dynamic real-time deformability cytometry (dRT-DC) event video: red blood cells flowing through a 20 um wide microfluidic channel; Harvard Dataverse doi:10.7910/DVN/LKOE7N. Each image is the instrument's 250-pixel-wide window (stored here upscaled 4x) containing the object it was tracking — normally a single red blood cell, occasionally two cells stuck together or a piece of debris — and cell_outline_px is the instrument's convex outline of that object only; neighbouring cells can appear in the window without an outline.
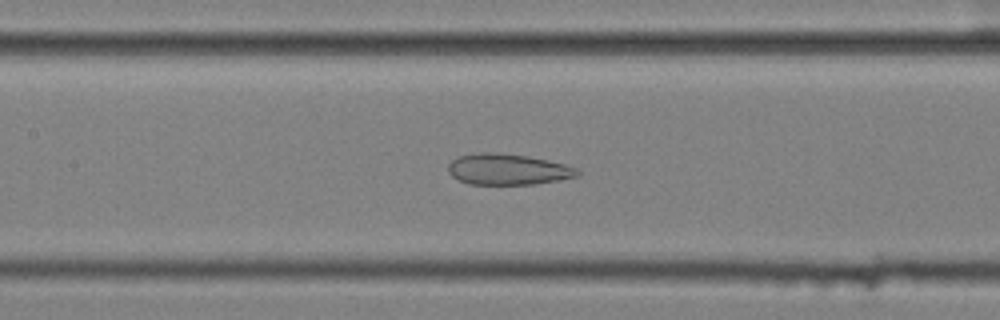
{"species": "common noctule bat (a hibernating species)", "species_latin": "Nyctalus noctula", "temperature_condition": "cold", "stored_images_in_passage": 42, "camera_frame_rate_fps": 3000, "um_per_image_px": 0.085, "animal": {"sex": "female", "body_mass_g": 25.1}, "frame": {"image": 1, "passage_image": 17, "time_ms": 5.333, "image_size_px": [1000, 320], "cell_outline_px": [[580, 176], [532, 184], [468, 184], [452, 176], [448, 172], [448, 164], [452, 160], [460, 156], [476, 152], [492, 152], [528, 156], [548, 160], [564, 164], [576, 168], [580, 172]], "centroid_in_image_um": [43.15, 14.39], "position_along_channel_um": 164.3, "area_um2": 23.24}}
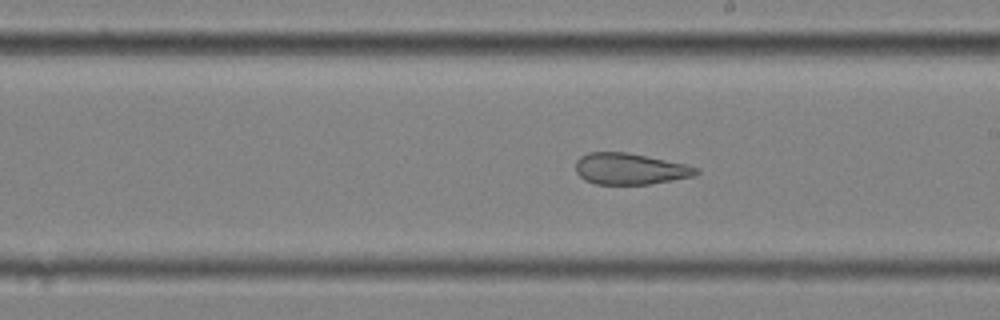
{"frame": {"image": 2, "passage_image": 23, "time_ms": 7.333, "image_size_px": [1000, 320], "cell_outline_px": [[700, 172], [696, 176], [648, 184], [596, 184], [584, 180], [576, 172], [576, 160], [580, 156], [588, 152], [628, 152], [684, 164], [700, 168]], "centroid_in_image_um": [53.55, 14.35], "position_along_channel_um": 235.5, "area_um2": 22.02}}
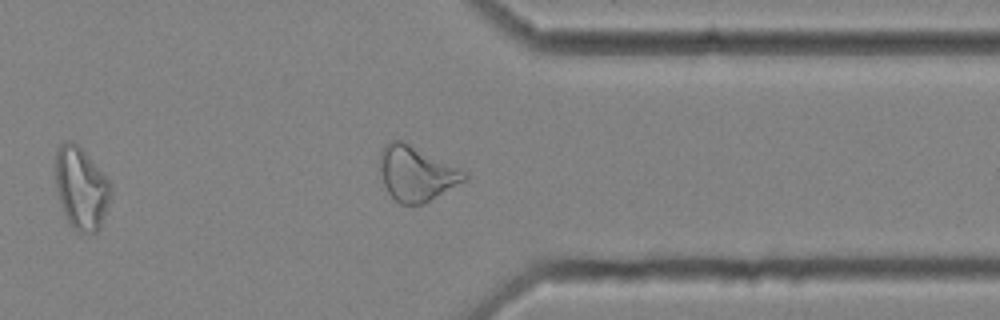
{"frame": {"image": 3, "passage_image": 35, "time_ms": 11.333, "image_size_px": [1000, 320], "cell_outline_px": [[468, 180], [424, 204], [400, 204], [388, 192], [384, 184], [380, 172], [380, 152], [384, 144], [392, 140], [404, 140], [468, 172]], "centroid_in_image_um": [35.42, 14.73], "position_along_channel_um": 376.0, "area_um2": 27.4}, "authors_computed_cell_mechanics": {"area_um2": 25.5187, "velocity_mm_per_s": 3.571, "shape_relaxation_time_tau1_ms": null, "shape_relaxation_time_tau2_ms": 2.5214, "deformation_change_tau1": null, "deformation_change_tau2": 0.1211}}